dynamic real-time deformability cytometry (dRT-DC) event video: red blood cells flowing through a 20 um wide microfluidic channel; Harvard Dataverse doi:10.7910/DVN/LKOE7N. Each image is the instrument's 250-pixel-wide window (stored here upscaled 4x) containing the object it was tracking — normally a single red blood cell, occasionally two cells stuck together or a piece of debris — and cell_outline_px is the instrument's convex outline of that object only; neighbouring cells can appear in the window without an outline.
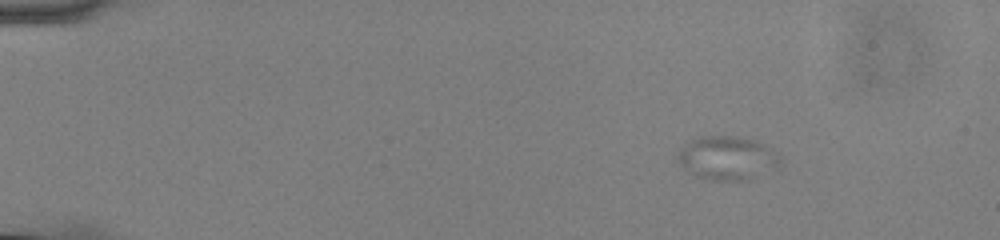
{"species": "common noctule bat (a hibernating species)", "species_latin": "Nyctalus noctula", "temperature_condition": "cold", "stored_images_in_passage": 34, "camera_frame_rate_fps": 3000, "um_per_image_px": 0.085, "animal": {"sex": "male", "body_mass_g": 13.0, "forearm_length_mm": 53.1}, "frame": {"image": 1, "passage_image": 10, "time_ms": 3.0, "image_size_px": [1000, 240], "cell_outline_px": [[780, 160], [776, 168], [740, 180], [712, 180], [700, 176], [692, 172], [676, 156], [680, 148], [692, 140], [700, 136], [736, 136], [756, 140], [780, 156]], "centroid_in_image_um": [61.82, 13.39], "position_along_channel_um": 23.2, "area_um2": 25.03}}
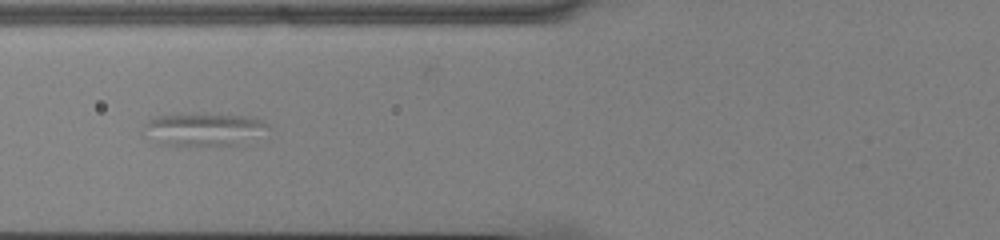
{"frame": {"image": 2, "passage_image": 25, "time_ms": 8.0, "image_size_px": [1000, 240], "cell_outline_px": [[268, 128], [236, 144], [156, 144], [140, 132], [144, 124], [152, 116], [176, 112], [204, 112], [252, 116], [268, 124]], "centroid_in_image_um": [17.12, 10.9], "position_along_channel_um": 108.7, "area_um2": 24.16}}
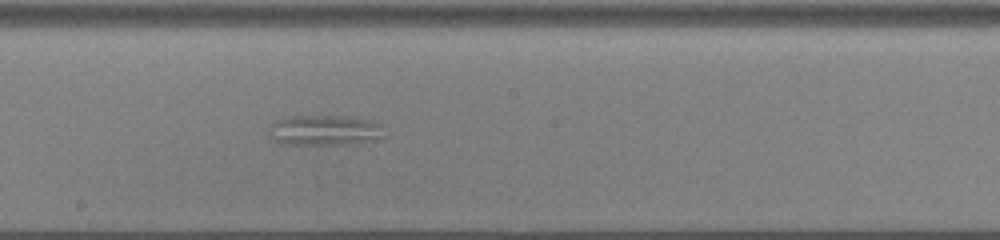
{"frame": {"image": 3, "passage_image": 34, "time_ms": 11.0, "image_size_px": [1000, 240], "cell_outline_px": [[388, 136], [348, 144], [288, 144], [272, 140], [268, 136], [272, 124], [276, 120], [292, 116], [344, 116], [372, 120], [380, 124]], "centroid_in_image_um": [27.61, 11.07], "position_along_channel_um": 220.6, "area_um2": 20.35}}